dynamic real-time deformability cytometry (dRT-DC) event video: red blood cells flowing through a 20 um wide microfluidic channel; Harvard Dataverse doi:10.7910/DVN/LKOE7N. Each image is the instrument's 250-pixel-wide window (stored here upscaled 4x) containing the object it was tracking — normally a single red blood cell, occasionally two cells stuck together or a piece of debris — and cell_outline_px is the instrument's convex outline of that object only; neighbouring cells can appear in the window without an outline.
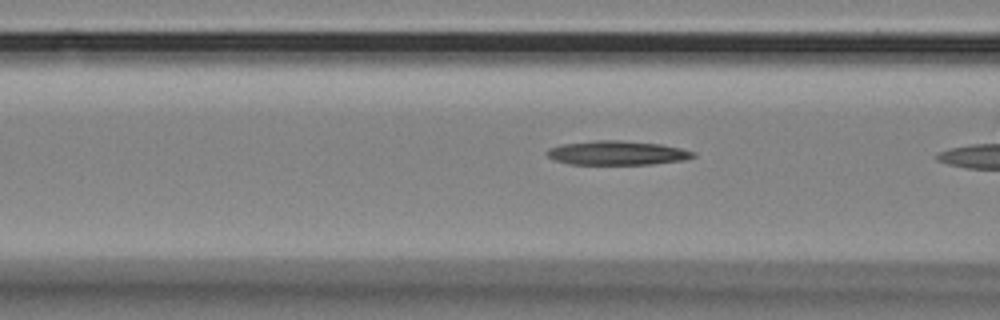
{"species": "Egyptian fruit bat (a non-hibernating species)", "species_latin": "Rousettus aegyptiacus", "temperature_condition": "room temperature", "stored_images_in_passage": 20, "camera_frame_rate_fps": 3000, "um_per_image_px": 0.085, "animal": {"sex": "female"}, "frame": {"image": 1, "passage_image": 19, "time_ms": 6.0, "image_size_px": [1000, 320], "cell_outline_px": [[696, 156], [684, 160], [652, 164], [568, 164], [556, 160], [548, 156], [548, 148], [560, 144], [596, 140], [620, 140], [660, 144], [680, 148], [696, 152]], "centroid_in_image_um": [52.47, 12.99], "position_along_channel_um": 114.1, "area_um2": 20.52}}